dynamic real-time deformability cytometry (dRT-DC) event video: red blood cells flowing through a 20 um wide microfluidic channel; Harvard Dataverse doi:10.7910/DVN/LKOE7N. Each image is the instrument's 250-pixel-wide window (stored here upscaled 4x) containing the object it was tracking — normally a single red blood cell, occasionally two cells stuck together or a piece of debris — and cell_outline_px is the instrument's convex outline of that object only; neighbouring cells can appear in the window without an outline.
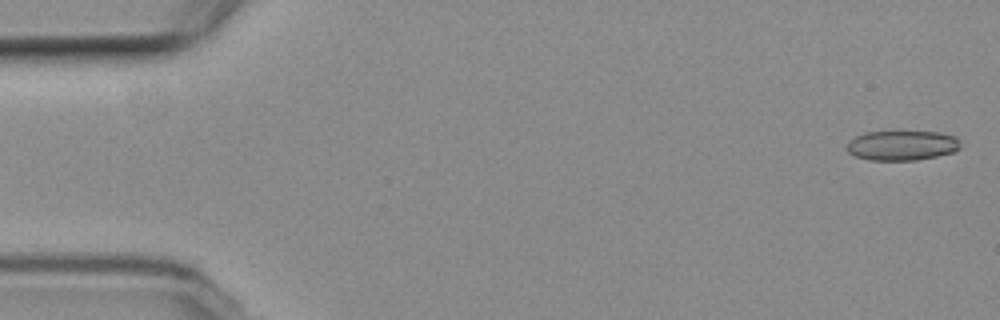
{"species": "common noctule bat (a hibernating species)", "species_latin": "Nyctalus noctula", "temperature_condition": "room temperature", "stored_images_in_passage": 11, "camera_frame_rate_fps": 3000, "um_per_image_px": 0.085, "animal": {"sex": "female", "body_mass_g": 19.3, "forearm_length_mm": 54.1}, "frame": {"image": 1, "passage_image": 2, "time_ms": 0.333, "image_size_px": [1000, 320], "cell_outline_px": [[960, 148], [956, 152], [916, 160], [868, 160], [856, 156], [848, 152], [844, 148], [848, 140], [856, 136], [868, 132], [940, 132], [956, 136]], "centroid_in_image_um": [76.65, 12.37], "position_along_channel_um": 8.4, "area_um2": 19.83}}